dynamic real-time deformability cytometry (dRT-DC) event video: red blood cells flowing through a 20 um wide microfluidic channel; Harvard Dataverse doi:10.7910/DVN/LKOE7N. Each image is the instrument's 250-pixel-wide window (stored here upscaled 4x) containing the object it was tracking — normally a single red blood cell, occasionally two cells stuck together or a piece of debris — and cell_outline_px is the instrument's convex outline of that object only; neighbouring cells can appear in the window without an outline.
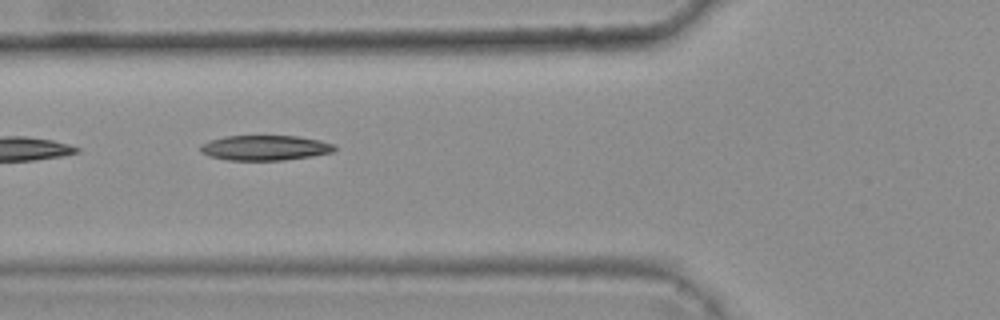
{"species": "common noctule bat (a hibernating species)", "species_latin": "Nyctalus noctula", "temperature_condition": "warm", "stored_images_in_passage": 6, "segment_of_instrument_passage": [2, 2], "camera_frame_rate_fps": 3000, "um_per_image_px": 0.085, "animal": {"sex": "female", "body_mass_g": 25.1}, "frame": {"image": 1, "passage_image": 6, "time_ms": 1.667, "image_size_px": [1000, 320], "cell_outline_px": [[336, 148], [332, 152], [312, 156], [284, 160], [228, 160], [208, 156], [200, 152], [200, 144], [208, 140], [224, 136], [296, 136], [320, 140], [336, 144]], "centroid_in_image_um": [22.5, 12.56], "position_along_channel_um": 103.3, "area_um2": 19.77}}